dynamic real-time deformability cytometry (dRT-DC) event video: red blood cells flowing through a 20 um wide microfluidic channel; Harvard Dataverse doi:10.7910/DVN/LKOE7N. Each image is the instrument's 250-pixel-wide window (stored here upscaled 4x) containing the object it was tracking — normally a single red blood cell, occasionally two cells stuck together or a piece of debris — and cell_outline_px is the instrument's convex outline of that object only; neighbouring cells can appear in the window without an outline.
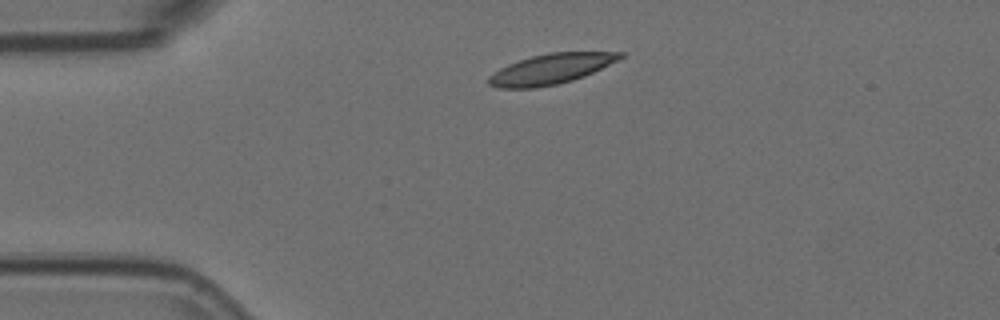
{"species": "Egyptian fruit bat (a non-hibernating species)", "species_latin": "Rousettus aegyptiacus", "temperature_condition": "room temperature", "stored_images_in_passage": 2, "camera_frame_rate_fps": 3000, "um_per_image_px": 0.085, "animal": {"sex": "female"}, "frame": {"image": 1, "passage_image": 1, "time_ms": 0.0, "image_size_px": [1000, 320], "cell_outline_px": [[624, 56], [584, 76], [572, 80], [556, 84], [536, 88], [496, 88], [488, 84], [488, 76], [500, 68], [508, 64], [532, 56], [548, 52], [624, 52]], "centroid_in_image_um": [46.77, 5.87], "position_along_channel_um": 38.2, "area_um2": 22.89}}